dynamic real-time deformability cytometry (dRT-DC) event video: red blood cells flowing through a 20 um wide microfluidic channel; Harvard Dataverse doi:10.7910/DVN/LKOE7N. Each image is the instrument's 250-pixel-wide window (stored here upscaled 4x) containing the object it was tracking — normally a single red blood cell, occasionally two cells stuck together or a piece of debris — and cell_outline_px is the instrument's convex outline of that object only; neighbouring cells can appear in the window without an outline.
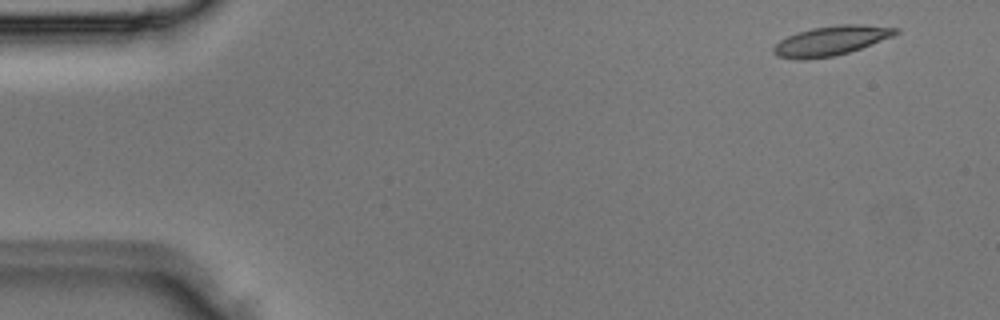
{"species": "Egyptian fruit bat (a non-hibernating species)", "species_latin": "Rousettus aegyptiacus", "temperature_condition": "room temperature", "stored_images_in_passage": 2, "camera_frame_rate_fps": 3000, "um_per_image_px": 0.085, "animal": {"sex": "male"}, "frame": {"image": 1, "passage_image": 1, "time_ms": 0.0, "image_size_px": [1000, 320], "cell_outline_px": [[900, 32], [892, 36], [860, 48], [848, 52], [832, 56], [804, 60], [796, 60], [776, 56], [772, 52], [772, 48], [780, 40], [788, 36], [812, 28], [836, 24], [864, 24], [900, 28]], "centroid_in_image_um": [70.62, 3.46], "position_along_channel_um": 14.4, "area_um2": 20.98}}